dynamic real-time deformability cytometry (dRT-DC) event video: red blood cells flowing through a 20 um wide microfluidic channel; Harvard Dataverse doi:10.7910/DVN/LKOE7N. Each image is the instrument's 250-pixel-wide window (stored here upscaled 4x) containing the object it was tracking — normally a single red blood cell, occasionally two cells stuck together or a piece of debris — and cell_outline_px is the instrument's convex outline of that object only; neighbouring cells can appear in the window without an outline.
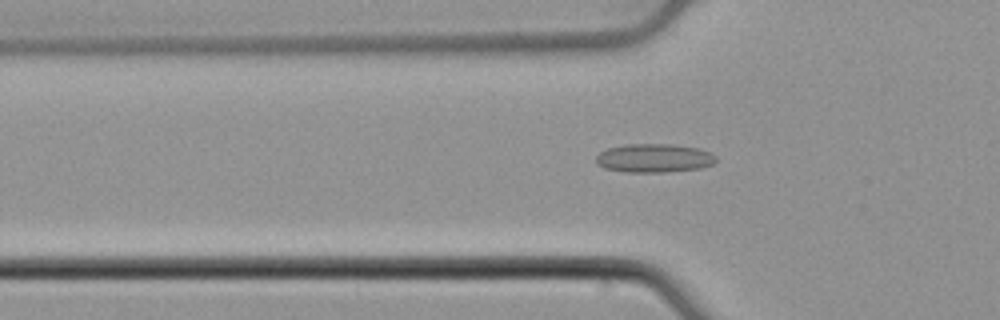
{"species": "common noctule bat (a hibernating species)", "species_latin": "Nyctalus noctula", "temperature_condition": "cold", "stored_images_in_passage": 54, "camera_frame_rate_fps": 3000, "um_per_image_px": 0.085, "animal": {"sex": "male", "body_mass_g": 21.5, "forearm_length_mm": 52.0}, "frame": {"image": 1, "passage_image": 18, "time_ms": 5.667, "image_size_px": [1000, 320], "cell_outline_px": [[716, 160], [712, 164], [700, 168], [664, 172], [624, 172], [604, 168], [596, 164], [596, 156], [600, 152], [608, 148], [628, 144], [672, 144], [700, 148], [716, 156]], "centroid_in_image_um": [55.58, 13.44], "position_along_channel_um": 70.2, "area_um2": 20.06}}
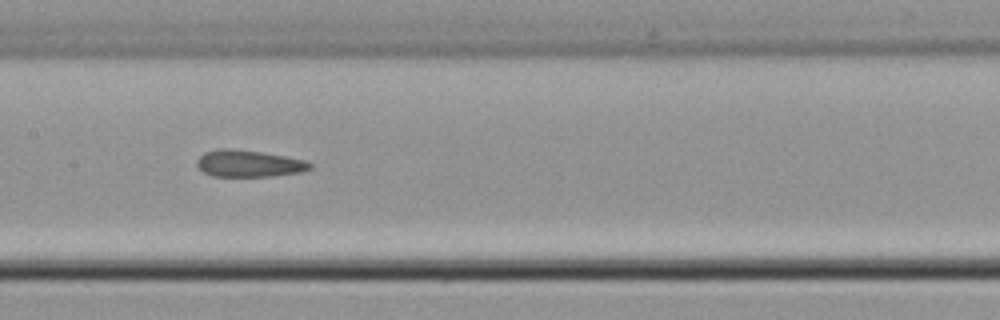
{"frame": {"image": 2, "passage_image": 27, "time_ms": 8.667, "image_size_px": [1000, 320], "cell_outline_px": [[312, 168], [300, 172], [272, 176], [212, 176], [204, 172], [196, 164], [196, 160], [204, 152], [220, 148], [232, 148], [260, 152], [284, 156], [304, 160], [312, 164]], "centroid_in_image_um": [21.12, 13.89], "position_along_channel_um": 186.3, "area_um2": 17.57}}
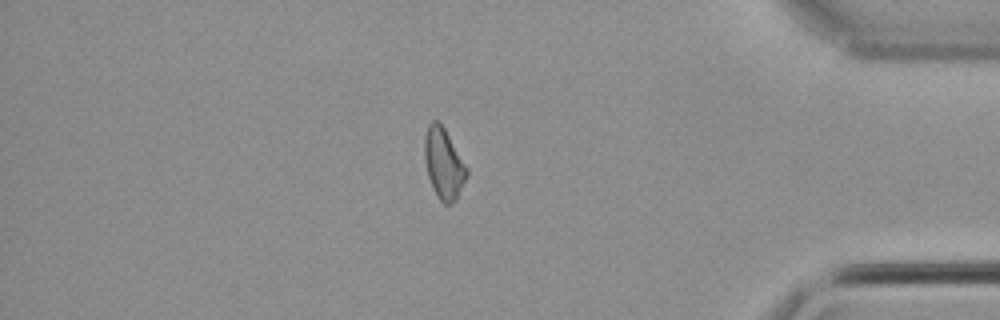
{"frame": {"image": 3, "passage_image": 46, "time_ms": 15.0, "image_size_px": [1000, 320], "cell_outline_px": [[468, 176], [456, 200], [452, 204], [444, 204], [440, 200], [428, 176], [424, 156], [424, 136], [428, 124], [432, 120], [436, 120], [444, 128], [468, 168]], "centroid_in_image_um": [37.72, 13.9], "position_along_channel_um": 397.5, "area_um2": 17.28}, "authors_computed_cell_mechanics": {"area_um2": 18.1203, "velocity_mm_per_s": 3.8747, "shape_relaxation_time_tau1_ms": null, "shape_relaxation_time_tau2_ms": 2.0547, "deformation_change_tau1": null, "deformation_change_tau2": 0.1156}}